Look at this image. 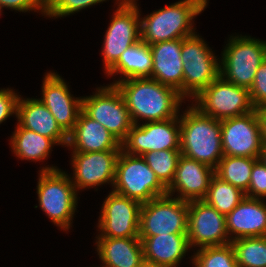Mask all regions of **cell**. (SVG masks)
Returning <instances> with one entry per match:
<instances>
[{
	"instance_id": "1",
	"label": "cell",
	"mask_w": 266,
	"mask_h": 267,
	"mask_svg": "<svg viewBox=\"0 0 266 267\" xmlns=\"http://www.w3.org/2000/svg\"><path fill=\"white\" fill-rule=\"evenodd\" d=\"M113 85L122 94L133 124L141 118L154 122L178 116L183 97L170 86L150 77L118 80Z\"/></svg>"
},
{
	"instance_id": "2",
	"label": "cell",
	"mask_w": 266,
	"mask_h": 267,
	"mask_svg": "<svg viewBox=\"0 0 266 267\" xmlns=\"http://www.w3.org/2000/svg\"><path fill=\"white\" fill-rule=\"evenodd\" d=\"M180 117V152L215 169L224 156L220 120L201 113L194 105Z\"/></svg>"
},
{
	"instance_id": "3",
	"label": "cell",
	"mask_w": 266,
	"mask_h": 267,
	"mask_svg": "<svg viewBox=\"0 0 266 267\" xmlns=\"http://www.w3.org/2000/svg\"><path fill=\"white\" fill-rule=\"evenodd\" d=\"M207 0H183L159 9L140 21L141 40L148 44L193 36V17L207 6Z\"/></svg>"
},
{
	"instance_id": "4",
	"label": "cell",
	"mask_w": 266,
	"mask_h": 267,
	"mask_svg": "<svg viewBox=\"0 0 266 267\" xmlns=\"http://www.w3.org/2000/svg\"><path fill=\"white\" fill-rule=\"evenodd\" d=\"M114 192L141 204L167 195V188L142 156L131 155L121 150L114 180Z\"/></svg>"
},
{
	"instance_id": "5",
	"label": "cell",
	"mask_w": 266,
	"mask_h": 267,
	"mask_svg": "<svg viewBox=\"0 0 266 267\" xmlns=\"http://www.w3.org/2000/svg\"><path fill=\"white\" fill-rule=\"evenodd\" d=\"M37 186L39 206L51 221L64 230L70 228L77 194L71 178L56 167H44Z\"/></svg>"
},
{
	"instance_id": "6",
	"label": "cell",
	"mask_w": 266,
	"mask_h": 267,
	"mask_svg": "<svg viewBox=\"0 0 266 267\" xmlns=\"http://www.w3.org/2000/svg\"><path fill=\"white\" fill-rule=\"evenodd\" d=\"M229 40L222 54L220 76L230 83L249 89L256 71L266 59V41L250 36H235Z\"/></svg>"
},
{
	"instance_id": "7",
	"label": "cell",
	"mask_w": 266,
	"mask_h": 267,
	"mask_svg": "<svg viewBox=\"0 0 266 267\" xmlns=\"http://www.w3.org/2000/svg\"><path fill=\"white\" fill-rule=\"evenodd\" d=\"M187 231L188 202L165 195L141 205L139 237L187 234Z\"/></svg>"
},
{
	"instance_id": "8",
	"label": "cell",
	"mask_w": 266,
	"mask_h": 267,
	"mask_svg": "<svg viewBox=\"0 0 266 267\" xmlns=\"http://www.w3.org/2000/svg\"><path fill=\"white\" fill-rule=\"evenodd\" d=\"M183 98L196 97L220 76V66L207 44L194 34L182 39Z\"/></svg>"
},
{
	"instance_id": "9",
	"label": "cell",
	"mask_w": 266,
	"mask_h": 267,
	"mask_svg": "<svg viewBox=\"0 0 266 267\" xmlns=\"http://www.w3.org/2000/svg\"><path fill=\"white\" fill-rule=\"evenodd\" d=\"M201 113L217 120L241 116L254 107L249 89L230 83L219 76L195 97Z\"/></svg>"
},
{
	"instance_id": "10",
	"label": "cell",
	"mask_w": 266,
	"mask_h": 267,
	"mask_svg": "<svg viewBox=\"0 0 266 267\" xmlns=\"http://www.w3.org/2000/svg\"><path fill=\"white\" fill-rule=\"evenodd\" d=\"M96 93L82 98V110L122 143L133 125L122 94L113 84Z\"/></svg>"
},
{
	"instance_id": "11",
	"label": "cell",
	"mask_w": 266,
	"mask_h": 267,
	"mask_svg": "<svg viewBox=\"0 0 266 267\" xmlns=\"http://www.w3.org/2000/svg\"><path fill=\"white\" fill-rule=\"evenodd\" d=\"M140 16L135 0H122L119 3L103 43L102 54L106 72L128 47L141 40Z\"/></svg>"
},
{
	"instance_id": "12",
	"label": "cell",
	"mask_w": 266,
	"mask_h": 267,
	"mask_svg": "<svg viewBox=\"0 0 266 267\" xmlns=\"http://www.w3.org/2000/svg\"><path fill=\"white\" fill-rule=\"evenodd\" d=\"M179 123L177 116L164 121L133 124L126 139L121 143L122 150L137 156L152 151L180 150Z\"/></svg>"
},
{
	"instance_id": "13",
	"label": "cell",
	"mask_w": 266,
	"mask_h": 267,
	"mask_svg": "<svg viewBox=\"0 0 266 267\" xmlns=\"http://www.w3.org/2000/svg\"><path fill=\"white\" fill-rule=\"evenodd\" d=\"M220 125L225 156L259 157L263 139L255 109L241 116L220 120Z\"/></svg>"
},
{
	"instance_id": "14",
	"label": "cell",
	"mask_w": 266,
	"mask_h": 267,
	"mask_svg": "<svg viewBox=\"0 0 266 267\" xmlns=\"http://www.w3.org/2000/svg\"><path fill=\"white\" fill-rule=\"evenodd\" d=\"M141 203L114 191L103 203L97 238H139Z\"/></svg>"
},
{
	"instance_id": "15",
	"label": "cell",
	"mask_w": 266,
	"mask_h": 267,
	"mask_svg": "<svg viewBox=\"0 0 266 267\" xmlns=\"http://www.w3.org/2000/svg\"><path fill=\"white\" fill-rule=\"evenodd\" d=\"M189 246L212 247L230 244L226 229V215L219 213L204 200L188 202ZM228 237V238H227Z\"/></svg>"
},
{
	"instance_id": "16",
	"label": "cell",
	"mask_w": 266,
	"mask_h": 267,
	"mask_svg": "<svg viewBox=\"0 0 266 267\" xmlns=\"http://www.w3.org/2000/svg\"><path fill=\"white\" fill-rule=\"evenodd\" d=\"M122 149L102 152H73L75 189L98 186L115 180L116 162Z\"/></svg>"
},
{
	"instance_id": "17",
	"label": "cell",
	"mask_w": 266,
	"mask_h": 267,
	"mask_svg": "<svg viewBox=\"0 0 266 267\" xmlns=\"http://www.w3.org/2000/svg\"><path fill=\"white\" fill-rule=\"evenodd\" d=\"M42 103L49 109L58 125L68 135L82 110V98L74 99L64 80L56 73H47L43 86Z\"/></svg>"
},
{
	"instance_id": "18",
	"label": "cell",
	"mask_w": 266,
	"mask_h": 267,
	"mask_svg": "<svg viewBox=\"0 0 266 267\" xmlns=\"http://www.w3.org/2000/svg\"><path fill=\"white\" fill-rule=\"evenodd\" d=\"M215 169L181 154L173 182L167 188V195L172 197L177 190V198L190 202L203 200L207 194Z\"/></svg>"
},
{
	"instance_id": "19",
	"label": "cell",
	"mask_w": 266,
	"mask_h": 267,
	"mask_svg": "<svg viewBox=\"0 0 266 267\" xmlns=\"http://www.w3.org/2000/svg\"><path fill=\"white\" fill-rule=\"evenodd\" d=\"M67 146L72 147L73 152L82 153L122 149L121 142L83 110L68 134Z\"/></svg>"
},
{
	"instance_id": "20",
	"label": "cell",
	"mask_w": 266,
	"mask_h": 267,
	"mask_svg": "<svg viewBox=\"0 0 266 267\" xmlns=\"http://www.w3.org/2000/svg\"><path fill=\"white\" fill-rule=\"evenodd\" d=\"M182 39L150 45L153 67L151 78L176 89L183 97V61L181 60Z\"/></svg>"
},
{
	"instance_id": "21",
	"label": "cell",
	"mask_w": 266,
	"mask_h": 267,
	"mask_svg": "<svg viewBox=\"0 0 266 267\" xmlns=\"http://www.w3.org/2000/svg\"><path fill=\"white\" fill-rule=\"evenodd\" d=\"M226 229L228 235L235 234L231 241L266 236V204L263 199L245 197L226 215Z\"/></svg>"
},
{
	"instance_id": "22",
	"label": "cell",
	"mask_w": 266,
	"mask_h": 267,
	"mask_svg": "<svg viewBox=\"0 0 266 267\" xmlns=\"http://www.w3.org/2000/svg\"><path fill=\"white\" fill-rule=\"evenodd\" d=\"M16 117L21 127L50 138L56 144L67 145L68 135L40 99L23 100L19 97Z\"/></svg>"
},
{
	"instance_id": "23",
	"label": "cell",
	"mask_w": 266,
	"mask_h": 267,
	"mask_svg": "<svg viewBox=\"0 0 266 267\" xmlns=\"http://www.w3.org/2000/svg\"><path fill=\"white\" fill-rule=\"evenodd\" d=\"M139 238L145 263L158 267H176L190 247L187 234Z\"/></svg>"
},
{
	"instance_id": "24",
	"label": "cell",
	"mask_w": 266,
	"mask_h": 267,
	"mask_svg": "<svg viewBox=\"0 0 266 267\" xmlns=\"http://www.w3.org/2000/svg\"><path fill=\"white\" fill-rule=\"evenodd\" d=\"M103 267H141L144 261L140 238H97Z\"/></svg>"
},
{
	"instance_id": "25",
	"label": "cell",
	"mask_w": 266,
	"mask_h": 267,
	"mask_svg": "<svg viewBox=\"0 0 266 267\" xmlns=\"http://www.w3.org/2000/svg\"><path fill=\"white\" fill-rule=\"evenodd\" d=\"M153 67L152 52L150 45L142 40L128 47L122 54L119 60L107 71L108 76L121 73L124 79L131 78H151Z\"/></svg>"
},
{
	"instance_id": "26",
	"label": "cell",
	"mask_w": 266,
	"mask_h": 267,
	"mask_svg": "<svg viewBox=\"0 0 266 267\" xmlns=\"http://www.w3.org/2000/svg\"><path fill=\"white\" fill-rule=\"evenodd\" d=\"M17 125L10 141L15 155L26 160L39 161L46 159L52 145L56 143L50 138L23 128L19 124Z\"/></svg>"
},
{
	"instance_id": "27",
	"label": "cell",
	"mask_w": 266,
	"mask_h": 267,
	"mask_svg": "<svg viewBox=\"0 0 266 267\" xmlns=\"http://www.w3.org/2000/svg\"><path fill=\"white\" fill-rule=\"evenodd\" d=\"M257 160L258 158L224 155L215 168V175L246 194L250 184L251 171Z\"/></svg>"
},
{
	"instance_id": "28",
	"label": "cell",
	"mask_w": 266,
	"mask_h": 267,
	"mask_svg": "<svg viewBox=\"0 0 266 267\" xmlns=\"http://www.w3.org/2000/svg\"><path fill=\"white\" fill-rule=\"evenodd\" d=\"M245 197L246 194L239 188L234 187L230 183L214 175L203 200L219 213L227 215L245 199Z\"/></svg>"
},
{
	"instance_id": "29",
	"label": "cell",
	"mask_w": 266,
	"mask_h": 267,
	"mask_svg": "<svg viewBox=\"0 0 266 267\" xmlns=\"http://www.w3.org/2000/svg\"><path fill=\"white\" fill-rule=\"evenodd\" d=\"M230 243L238 267H266V236L243 237Z\"/></svg>"
},
{
	"instance_id": "30",
	"label": "cell",
	"mask_w": 266,
	"mask_h": 267,
	"mask_svg": "<svg viewBox=\"0 0 266 267\" xmlns=\"http://www.w3.org/2000/svg\"><path fill=\"white\" fill-rule=\"evenodd\" d=\"M180 156V150L152 151L142 155L148 166L155 172L159 181L166 188L174 180Z\"/></svg>"
},
{
	"instance_id": "31",
	"label": "cell",
	"mask_w": 266,
	"mask_h": 267,
	"mask_svg": "<svg viewBox=\"0 0 266 267\" xmlns=\"http://www.w3.org/2000/svg\"><path fill=\"white\" fill-rule=\"evenodd\" d=\"M192 262L195 267H238L231 243L200 248Z\"/></svg>"
},
{
	"instance_id": "32",
	"label": "cell",
	"mask_w": 266,
	"mask_h": 267,
	"mask_svg": "<svg viewBox=\"0 0 266 267\" xmlns=\"http://www.w3.org/2000/svg\"><path fill=\"white\" fill-rule=\"evenodd\" d=\"M105 0H45L46 16L62 17Z\"/></svg>"
},
{
	"instance_id": "33",
	"label": "cell",
	"mask_w": 266,
	"mask_h": 267,
	"mask_svg": "<svg viewBox=\"0 0 266 267\" xmlns=\"http://www.w3.org/2000/svg\"><path fill=\"white\" fill-rule=\"evenodd\" d=\"M249 96L255 110L266 105V59L256 71L253 84L249 88Z\"/></svg>"
},
{
	"instance_id": "34",
	"label": "cell",
	"mask_w": 266,
	"mask_h": 267,
	"mask_svg": "<svg viewBox=\"0 0 266 267\" xmlns=\"http://www.w3.org/2000/svg\"><path fill=\"white\" fill-rule=\"evenodd\" d=\"M246 197L257 199L266 197V166L259 159L252 168Z\"/></svg>"
},
{
	"instance_id": "35",
	"label": "cell",
	"mask_w": 266,
	"mask_h": 267,
	"mask_svg": "<svg viewBox=\"0 0 266 267\" xmlns=\"http://www.w3.org/2000/svg\"><path fill=\"white\" fill-rule=\"evenodd\" d=\"M19 96L8 89L0 90V124L10 115L17 114Z\"/></svg>"
},
{
	"instance_id": "36",
	"label": "cell",
	"mask_w": 266,
	"mask_h": 267,
	"mask_svg": "<svg viewBox=\"0 0 266 267\" xmlns=\"http://www.w3.org/2000/svg\"><path fill=\"white\" fill-rule=\"evenodd\" d=\"M1 6L22 12L41 10L45 13V0H0Z\"/></svg>"
},
{
	"instance_id": "37",
	"label": "cell",
	"mask_w": 266,
	"mask_h": 267,
	"mask_svg": "<svg viewBox=\"0 0 266 267\" xmlns=\"http://www.w3.org/2000/svg\"><path fill=\"white\" fill-rule=\"evenodd\" d=\"M256 111L261 123L262 139L266 142V105L259 107Z\"/></svg>"
},
{
	"instance_id": "38",
	"label": "cell",
	"mask_w": 266,
	"mask_h": 267,
	"mask_svg": "<svg viewBox=\"0 0 266 267\" xmlns=\"http://www.w3.org/2000/svg\"><path fill=\"white\" fill-rule=\"evenodd\" d=\"M258 159L266 166V142L262 143Z\"/></svg>"
},
{
	"instance_id": "39",
	"label": "cell",
	"mask_w": 266,
	"mask_h": 267,
	"mask_svg": "<svg viewBox=\"0 0 266 267\" xmlns=\"http://www.w3.org/2000/svg\"><path fill=\"white\" fill-rule=\"evenodd\" d=\"M141 267H158V266H154V265H150V264L144 263Z\"/></svg>"
}]
</instances>
